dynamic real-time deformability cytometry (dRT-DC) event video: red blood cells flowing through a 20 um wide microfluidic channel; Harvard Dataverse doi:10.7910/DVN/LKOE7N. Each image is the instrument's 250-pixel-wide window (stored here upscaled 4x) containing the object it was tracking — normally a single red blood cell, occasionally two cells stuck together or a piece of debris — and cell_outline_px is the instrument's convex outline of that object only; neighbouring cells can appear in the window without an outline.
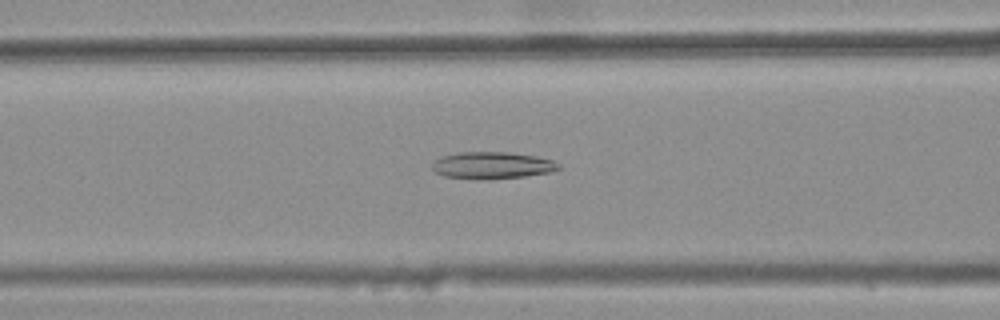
{"species": "common noctule bat (a hibernating species)", "species_latin": "Nyctalus noctula", "temperature_condition": "warm", "stored_images_in_passage": 45, "camera_frame_rate_fps": 3000, "um_per_image_px": 0.085, "animal": {"sex": "female", "body_mass_g": 25.1}, "frame": {"image": 1, "passage_image": 21, "time_ms": 6.667, "image_size_px": [1000, 320], "cell_outline_px": [[560, 168], [548, 172], [524, 176], [444, 176], [436, 172], [432, 168], [432, 164], [436, 160], [444, 156], [456, 152], [512, 152], [536, 156], [552, 160], [560, 164]], "centroid_in_image_um": [41.88, 13.98], "position_along_channel_um": 124.7, "area_um2": 18.61}}
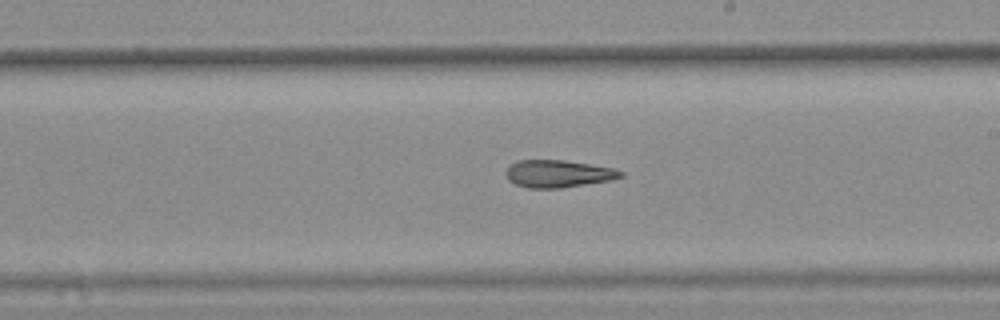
{"frame": {"image": 2, "passage_image": 30, "time_ms": 9.667, "image_size_px": [1000, 320], "cell_outline_px": [[624, 176], [612, 180], [560, 188], [528, 188], [516, 184], [508, 180], [504, 172], [516, 160], [564, 160], [612, 168], [624, 172]], "centroid_in_image_um": [47.43, 14.77], "position_along_channel_um": 241.6, "area_um2": 18.26}}
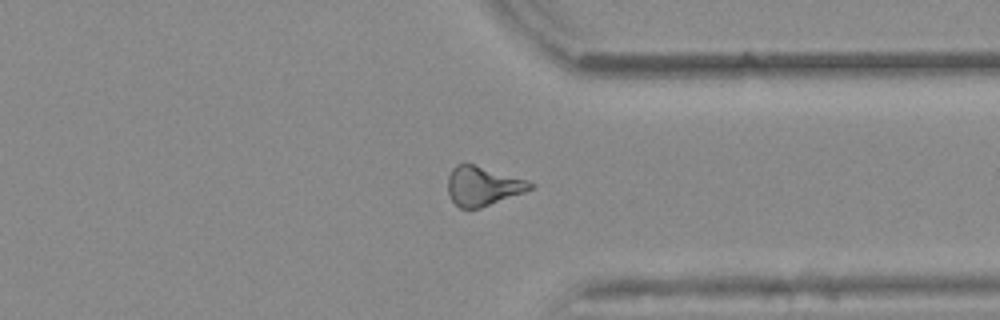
{"frame": {"image": 3, "passage_image": 40, "time_ms": 13.0, "image_size_px": [1000, 320], "cell_outline_px": [[536, 184], [532, 188], [524, 192], [480, 208], [460, 208], [448, 196], [448, 176], [452, 168], [456, 164], [472, 164], [528, 180]], "centroid_in_image_um": [41.03, 15.81], "position_along_channel_um": 370.4, "area_um2": 18.67}, "authors_computed_cell_mechanics": {"area_um2": 19.074, "velocity_mm_per_s": 3.9007, "shape_relaxation_time_tau1_ms": null, "shape_relaxation_time_tau2_ms": 8.3243, "deformation_change_tau1": null, "deformation_change_tau2": 0.2285}}